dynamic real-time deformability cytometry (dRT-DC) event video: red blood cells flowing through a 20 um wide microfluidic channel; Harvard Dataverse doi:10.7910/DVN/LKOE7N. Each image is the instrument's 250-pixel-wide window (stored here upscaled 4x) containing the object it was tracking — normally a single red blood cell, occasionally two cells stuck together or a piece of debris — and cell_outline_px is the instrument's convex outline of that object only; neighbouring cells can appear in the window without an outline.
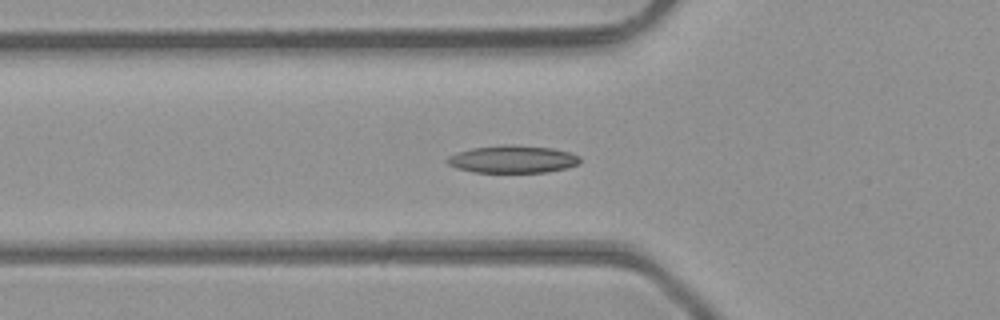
{"species": "common noctule bat (a hibernating species)", "species_latin": "Nyctalus noctula", "temperature_condition": "room temperature", "stored_images_in_passage": 39, "camera_frame_rate_fps": 3000, "um_per_image_px": 0.085, "animal": {"sex": "male", "body_mass_g": 23.1, "forearm_length_mm": 52.7}, "frame": {"image": 1, "passage_image": 15, "time_ms": 4.667, "image_size_px": [1000, 320], "cell_outline_px": [[580, 164], [548, 172], [472, 172], [456, 168], [448, 164], [444, 160], [448, 156], [456, 152], [472, 148], [552, 148], [568, 152], [580, 156]], "centroid_in_image_um": [43.55, 13.59], "position_along_channel_um": 82.3, "area_um2": 20.17}}
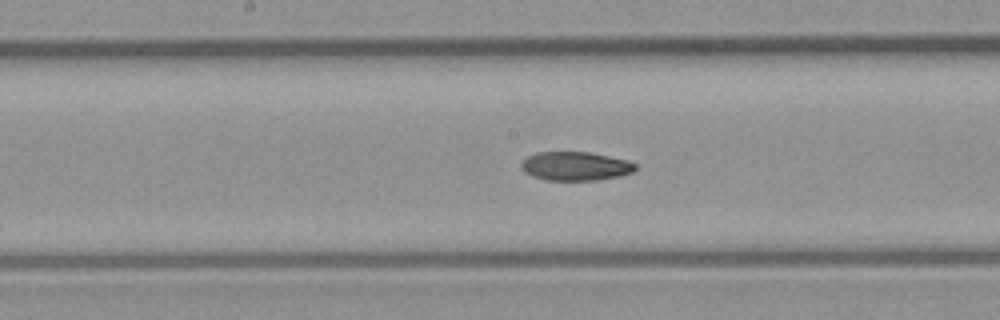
{"frame": {"image": 2, "passage_image": 23, "time_ms": 7.333, "image_size_px": [1000, 320], "cell_outline_px": [[636, 168], [632, 172], [620, 176], [596, 180], [548, 180], [532, 176], [524, 172], [520, 168], [520, 164], [528, 156], [536, 152], [588, 152], [628, 160], [636, 164]], "centroid_in_image_um": [48.89, 14.12], "position_along_channel_um": 199.3, "area_um2": 19.13}}
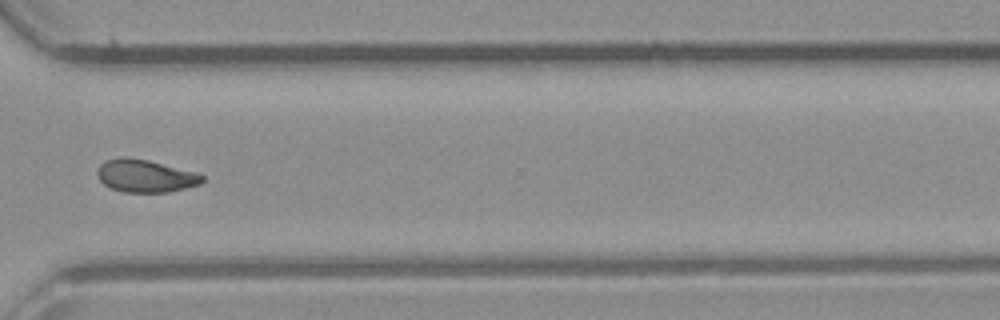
{"frame": {"image": 3, "passage_image": 34, "time_ms": 11.0, "image_size_px": [1000, 320], "cell_outline_px": [[204, 180], [200, 184], [168, 192], [124, 192], [112, 188], [104, 184], [100, 180], [96, 172], [100, 164], [108, 160], [148, 160], [200, 172], [204, 176]], "centroid_in_image_um": [12.44, 14.99], "position_along_channel_um": 358.2, "area_um2": 19.48}, "authors_computed_cell_mechanics": {"area_um2": 19.8832, "velocity_mm_per_s": 4.3396, "shape_relaxation_time_tau1_ms": 2.9804, "shape_relaxation_time_tau2_ms": 3.1543, "deformation_change_tau1": 0.1377, "deformation_change_tau2": 0.0822}}